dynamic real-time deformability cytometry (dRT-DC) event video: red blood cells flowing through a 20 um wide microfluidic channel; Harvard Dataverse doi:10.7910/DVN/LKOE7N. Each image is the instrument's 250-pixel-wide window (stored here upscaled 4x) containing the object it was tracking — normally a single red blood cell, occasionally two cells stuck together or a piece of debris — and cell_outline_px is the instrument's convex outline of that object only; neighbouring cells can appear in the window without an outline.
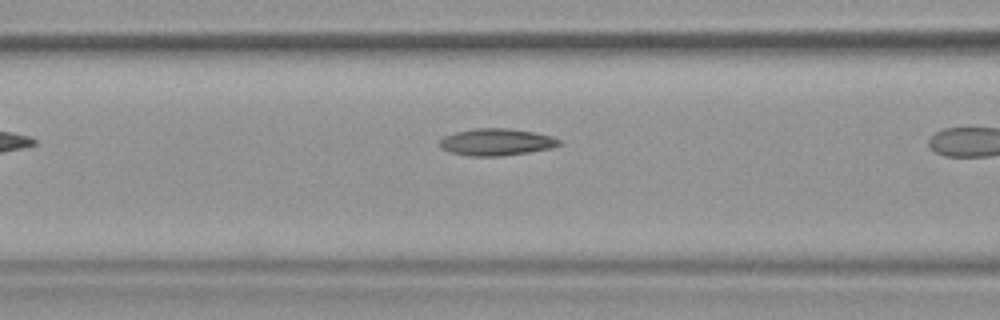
{"species": "common noctule bat (a hibernating species)", "species_latin": "Nyctalus noctula", "temperature_condition": "warm", "stored_images_in_passage": 7, "camera_frame_rate_fps": 3000, "um_per_image_px": 0.085, "animal": {"sex": "female", "body_mass_g": 19.9}, "frame": {"image": 1, "passage_image": 6, "time_ms": 1.667, "image_size_px": [1000, 320], "cell_outline_px": [[560, 144], [552, 148], [528, 152], [500, 156], [468, 156], [448, 152], [440, 148], [440, 140], [444, 136], [456, 132], [476, 128], [508, 128], [532, 132], [552, 136], [560, 140]], "centroid_in_image_um": [42.16, 12.08], "position_along_channel_um": 124.4, "area_um2": 18.73}}